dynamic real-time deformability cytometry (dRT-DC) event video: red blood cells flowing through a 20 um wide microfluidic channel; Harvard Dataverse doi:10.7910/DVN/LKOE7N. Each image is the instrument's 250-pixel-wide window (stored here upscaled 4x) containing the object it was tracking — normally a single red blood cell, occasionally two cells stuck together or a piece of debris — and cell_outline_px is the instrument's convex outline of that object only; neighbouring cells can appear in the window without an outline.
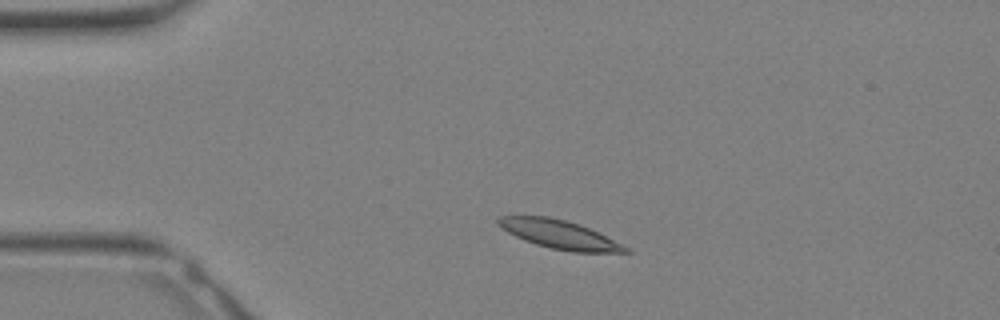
{"species": "Egyptian fruit bat (a non-hibernating species)", "species_latin": "Rousettus aegyptiacus", "temperature_condition": "warm", "stored_images_in_passage": 8, "camera_frame_rate_fps": 3000, "um_per_image_px": 0.085, "animal": {"sex": "female"}, "frame": {"image": 1, "passage_image": 1, "time_ms": 0.0, "image_size_px": [1000, 320], "cell_outline_px": [[632, 252], [572, 252], [552, 248], [536, 244], [524, 240], [500, 228], [496, 224], [496, 220], [500, 216], [548, 216], [564, 220], [588, 228], [628, 248]], "centroid_in_image_um": [47.46, 19.92], "position_along_channel_um": 37.5, "area_um2": 20.63}}
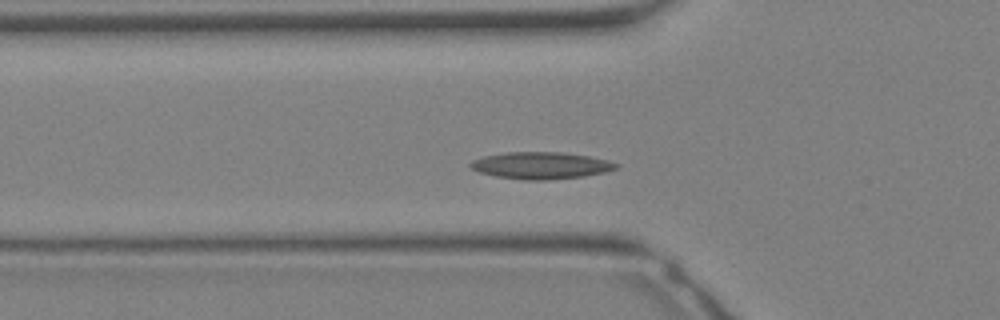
{"frame": {"image": 2, "passage_image": 5, "time_ms": 1.333, "image_size_px": [1000, 320], "cell_outline_px": [[620, 164], [616, 168], [604, 172], [584, 176], [548, 180], [524, 180], [496, 176], [480, 172], [472, 168], [468, 164], [472, 160], [484, 156], [504, 152], [564, 152], [588, 156], [608, 160]], "centroid_in_image_um": [45.97, 14.06], "position_along_channel_um": 79.8, "area_um2": 22.83}}
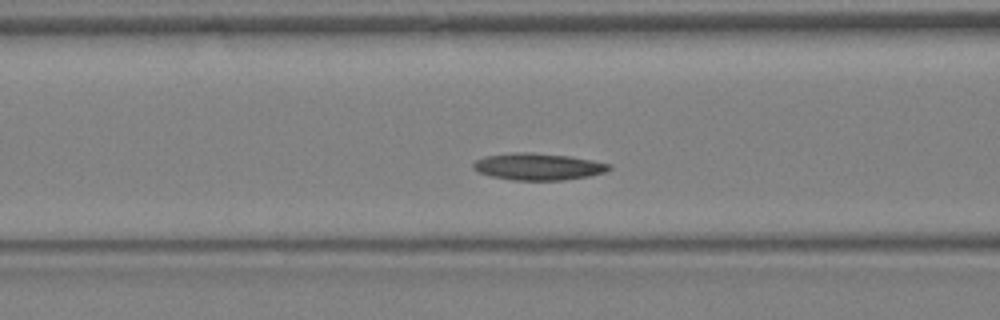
{"frame": {"image": 3, "passage_image": 7, "time_ms": 2.0, "image_size_px": [1000, 320], "cell_outline_px": [[612, 168], [604, 172], [588, 176], [564, 180], [512, 180], [492, 176], [480, 172], [472, 168], [472, 164], [476, 160], [484, 156], [512, 152], [532, 152], [568, 156], [592, 160], [612, 164]], "centroid_in_image_um": [45.73, 14.15], "position_along_channel_um": 120.9, "area_um2": 21.27}}